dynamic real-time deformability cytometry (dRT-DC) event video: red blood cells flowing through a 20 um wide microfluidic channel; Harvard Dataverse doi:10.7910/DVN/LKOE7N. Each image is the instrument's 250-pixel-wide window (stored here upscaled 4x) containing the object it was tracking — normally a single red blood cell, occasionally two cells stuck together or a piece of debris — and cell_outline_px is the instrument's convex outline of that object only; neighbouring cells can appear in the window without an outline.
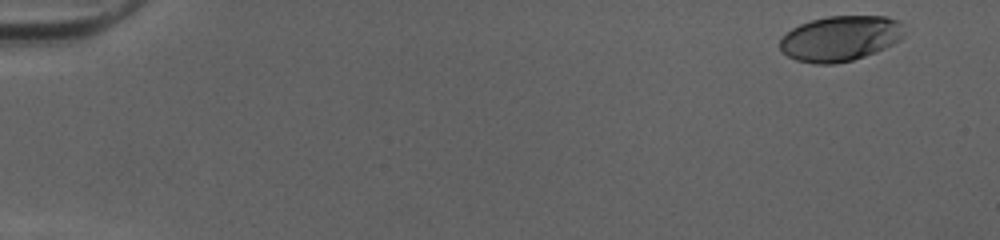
{"species": "human", "species_latin": "Homo sapiens", "temperature_condition": "cold", "stored_images_in_passage": 49, "camera_frame_rate_fps": 3000, "um_per_image_px": 0.085, "donor": {"sex": "female"}, "frame": {"image": 1, "passage_image": 1, "time_ms": 0.0, "image_size_px": [1000, 240], "cell_outline_px": [[904, 36], [900, 40], [876, 52], [852, 60], [836, 64], [816, 64], [796, 60], [788, 56], [780, 48], [780, 40], [792, 28], [800, 24], [812, 20], [828, 16], [884, 16], [900, 20], [904, 32]], "centroid_in_image_um": [71.45, 3.26], "position_along_channel_um": 13.6, "area_um2": 32.77}}
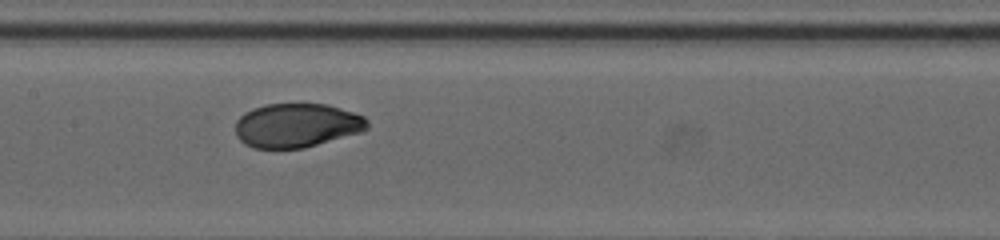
{"frame": {"image": 2, "passage_image": 25, "time_ms": 8.0, "image_size_px": [1000, 240], "cell_outline_px": [[368, 128], [360, 132], [304, 148], [256, 148], [244, 144], [236, 136], [236, 120], [244, 112], [252, 108], [268, 104], [328, 104], [364, 116], [368, 120]], "centroid_in_image_um": [25.2, 10.65], "position_along_channel_um": 182.2, "area_um2": 33.81}}
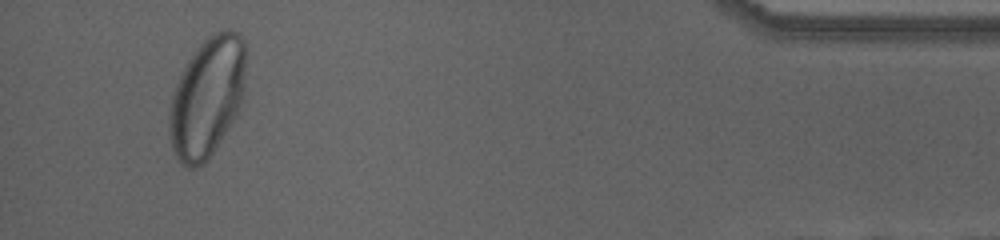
{"frame": {"image": 3, "passage_image": 47, "time_ms": 15.333, "image_size_px": [1000, 240], "cell_outline_px": [[244, 92], [236, 116], [204, 164], [196, 168], [188, 168], [176, 156], [172, 148], [168, 128], [168, 112], [172, 92], [180, 72], [188, 60], [200, 44], [208, 36], [224, 28], [228, 28], [236, 32], [244, 40]], "centroid_in_image_um": [17.57, 8.25], "position_along_channel_um": 417.6, "area_um2": 53.47}, "authors_computed_cell_mechanics": {"area_um2": 34.6222, "velocity_mm_per_s": 4.0248, "shape_relaxation_time_tau1_ms": 2.3828, "shape_relaxation_time_tau2_ms": null, "deformation_change_tau1": 0.1377, "deformation_change_tau2": null}}